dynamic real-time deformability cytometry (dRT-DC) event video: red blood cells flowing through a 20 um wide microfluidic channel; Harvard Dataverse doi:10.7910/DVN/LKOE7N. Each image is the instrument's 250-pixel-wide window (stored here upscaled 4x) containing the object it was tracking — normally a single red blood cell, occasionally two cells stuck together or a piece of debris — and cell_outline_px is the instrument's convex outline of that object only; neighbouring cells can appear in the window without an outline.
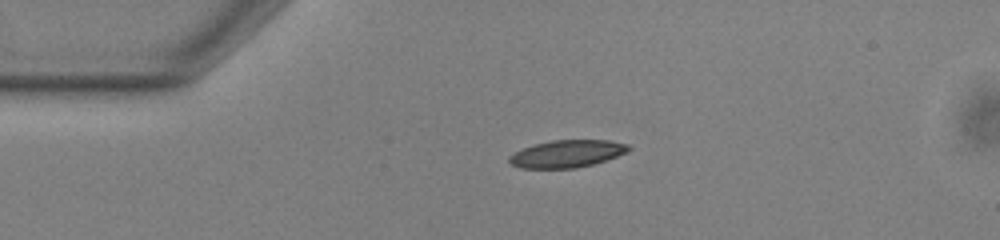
{"species": "common noctule bat (a hibernating species)", "species_latin": "Nyctalus noctula", "temperature_condition": "warm", "stored_images_in_passage": 42, "camera_frame_rate_fps": 3000, "um_per_image_px": 0.085, "animal": {"sex": "male", "body_mass_g": 13.0, "forearm_length_mm": 53.1}, "frame": {"image": 1, "passage_image": 1, "time_ms": 0.0, "image_size_px": [1000, 240], "cell_outline_px": [[632, 148], [628, 152], [592, 164], [576, 168], [520, 168], [512, 164], [508, 160], [508, 156], [524, 148], [536, 144], [552, 140], [608, 140], [628, 144]], "centroid_in_image_um": [48.21, 13.06], "position_along_channel_um": 36.8, "area_um2": 18.84}}
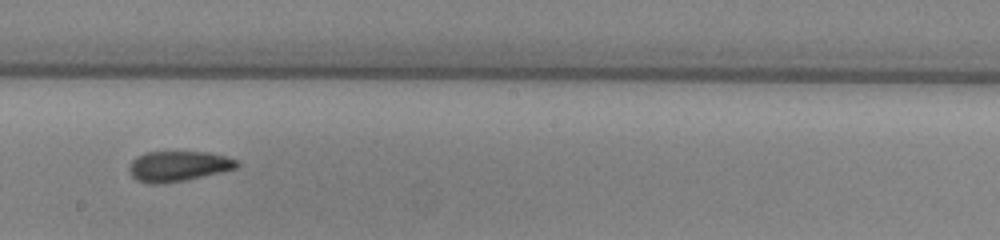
{"frame": {"image": 2, "passage_image": 19, "time_ms": 6.0, "image_size_px": [1000, 240], "cell_outline_px": [[240, 164], [236, 168], [188, 180], [160, 184], [148, 184], [136, 180], [128, 172], [128, 168], [132, 160], [136, 156], [144, 152], [208, 152], [240, 160]], "centroid_in_image_um": [15.13, 14.13], "position_along_channel_um": 233.1, "area_um2": 19.31}}
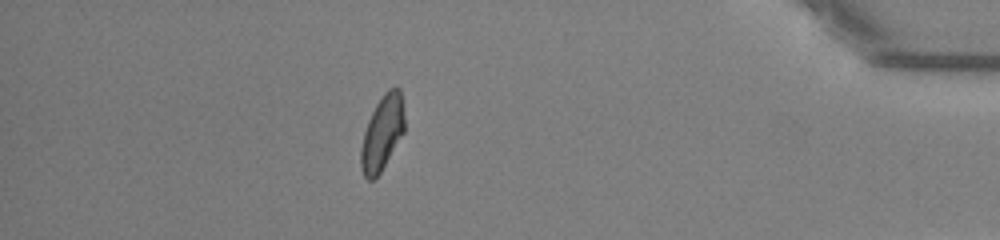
{"frame": {"image": 3, "passage_image": 36, "time_ms": 11.667, "image_size_px": [1000, 240], "cell_outline_px": [[404, 132], [380, 172], [372, 180], [368, 180], [364, 176], [360, 168], [360, 148], [364, 132], [368, 120], [376, 104], [384, 92], [388, 88], [400, 88], [404, 116]], "centroid_in_image_um": [32.47, 11.3], "position_along_channel_um": 402.7, "area_um2": 18.84}, "authors_computed_cell_mechanics": {"area_um2": 19.1607, "velocity_mm_per_s": 3.8368, "shape_relaxation_time_tau1_ms": 5.7008, "shape_relaxation_time_tau2_ms": 1.9238, "deformation_change_tau1": 0.156, "deformation_change_tau2": 0.0821}}